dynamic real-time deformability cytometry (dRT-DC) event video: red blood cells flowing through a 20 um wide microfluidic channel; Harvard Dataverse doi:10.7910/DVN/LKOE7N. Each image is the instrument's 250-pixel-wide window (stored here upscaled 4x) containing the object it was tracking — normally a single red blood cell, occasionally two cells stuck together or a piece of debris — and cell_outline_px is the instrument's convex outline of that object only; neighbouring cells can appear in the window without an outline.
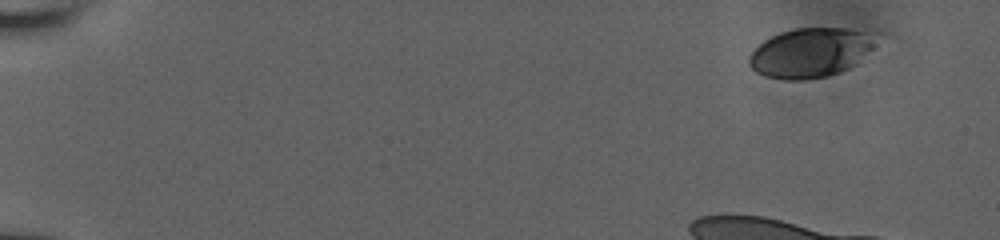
{"species": "human", "species_latin": "Homo sapiens", "temperature_condition": "room temperature", "stored_images_in_passage": 13, "camera_frame_rate_fps": 3000, "um_per_image_px": 0.085, "donor": {"sex": "male"}, "frame": {"image": 1, "passage_image": 1, "time_ms": 0.0, "image_size_px": [1000, 240], "cell_outline_px": [[896, 36], [856, 64], [840, 72], [828, 76], [804, 80], [784, 80], [764, 76], [756, 72], [748, 64], [748, 56], [764, 40], [780, 32], [796, 28], [848, 28], [888, 32]], "centroid_in_image_um": [69.22, 4.42], "position_along_channel_um": 15.8, "area_um2": 38.96}}